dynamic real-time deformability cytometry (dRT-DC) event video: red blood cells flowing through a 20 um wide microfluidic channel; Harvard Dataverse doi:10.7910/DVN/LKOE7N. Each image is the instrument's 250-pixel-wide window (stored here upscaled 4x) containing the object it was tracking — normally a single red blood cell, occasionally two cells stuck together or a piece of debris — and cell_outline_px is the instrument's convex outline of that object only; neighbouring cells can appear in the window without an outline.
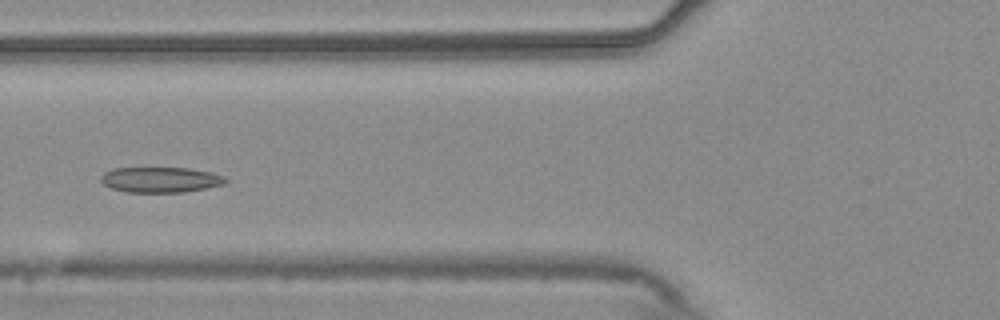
{"species": "common noctule bat (a hibernating species)", "species_latin": "Nyctalus noctula", "temperature_condition": "warm", "stored_images_in_passage": 51, "camera_frame_rate_fps": 3000, "um_per_image_px": 0.085, "animal": {"sex": "male", "body_mass_g": 20.4}, "frame": {"image": 1, "passage_image": 18, "time_ms": 5.667, "image_size_px": [1000, 320], "cell_outline_px": [[228, 180], [224, 184], [208, 188], [184, 192], [128, 192], [112, 188], [104, 184], [100, 180], [100, 176], [104, 172], [112, 168], [188, 168], [212, 172], [224, 176]], "centroid_in_image_um": [13.66, 15.27], "position_along_channel_um": 112.1, "area_um2": 18.55}}
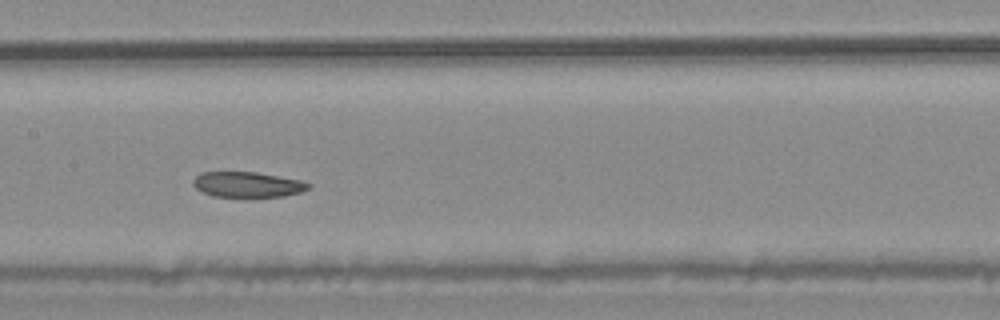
{"frame": {"image": 2, "passage_image": 24, "time_ms": 7.667, "image_size_px": [1000, 320], "cell_outline_px": [[312, 188], [300, 192], [284, 196], [212, 196], [200, 192], [192, 184], [192, 180], [200, 172], [256, 172], [300, 180], [312, 184]], "centroid_in_image_um": [21.02, 15.68], "position_along_channel_um": 186.4, "area_um2": 17.05}}
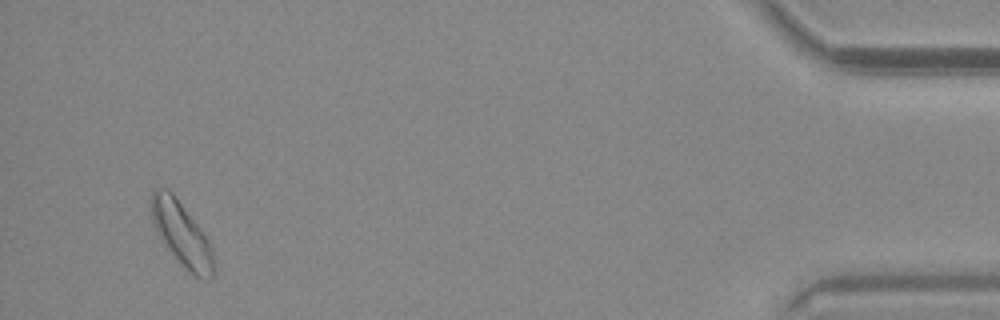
{"frame": {"image": 3, "passage_image": 49, "time_ms": 16.0, "image_size_px": [1000, 320], "cell_outline_px": [[216, 272], [212, 276], [196, 276], [160, 240], [152, 224], [148, 204], [152, 188], [160, 184], [168, 188], [172, 192], [204, 232], [212, 248], [216, 264]], "centroid_in_image_um": [15.37, 19.74], "position_along_channel_um": 419.8, "area_um2": 23.58}, "authors_computed_cell_mechanics": {"area_um2": 19.8254, "velocity_mm_per_s": 3.7115, "shape_relaxation_time_tau1_ms": null, "shape_relaxation_time_tau2_ms": 7.4484, "deformation_change_tau1": null, "deformation_change_tau2": 0.1115}}